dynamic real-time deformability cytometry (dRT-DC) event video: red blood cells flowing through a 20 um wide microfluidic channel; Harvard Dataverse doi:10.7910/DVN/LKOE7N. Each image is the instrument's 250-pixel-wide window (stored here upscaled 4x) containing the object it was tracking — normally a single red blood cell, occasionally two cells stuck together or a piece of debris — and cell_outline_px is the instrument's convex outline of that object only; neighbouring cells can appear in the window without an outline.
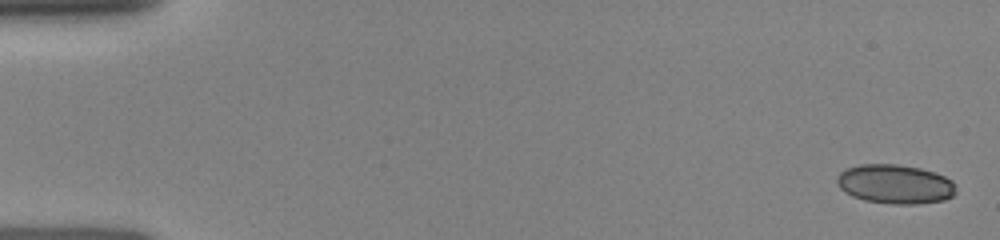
{"species": "human", "species_latin": "Homo sapiens", "temperature_condition": "room temperature", "stored_images_in_passage": 12, "camera_frame_rate_fps": 3000, "um_per_image_px": 0.085, "donor": {"sex": "female"}, "frame": {"image": 1, "passage_image": 1, "time_ms": 0.0, "image_size_px": [1000, 240], "cell_outline_px": [[956, 192], [952, 196], [944, 200], [916, 204], [892, 204], [864, 200], [852, 196], [844, 192], [836, 184], [836, 176], [844, 168], [860, 164], [896, 164], [920, 168], [944, 176], [952, 180]], "centroid_in_image_um": [76.03, 15.65], "position_along_channel_um": 9.0, "area_um2": 27.34}}
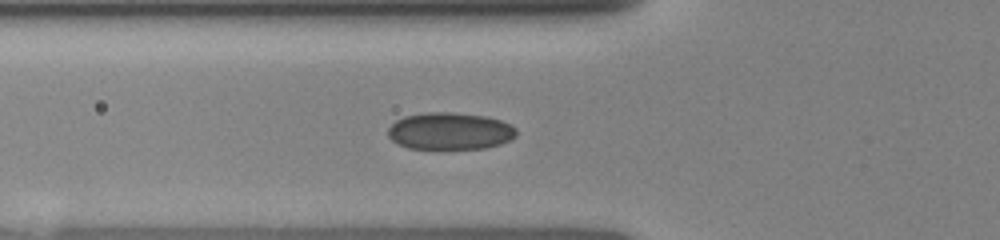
{"frame": {"image": 2, "passage_image": 9, "time_ms": 5.333, "image_size_px": [1000, 240], "cell_outline_px": [[516, 136], [500, 144], [484, 148], [408, 148], [392, 140], [388, 136], [388, 128], [396, 120], [404, 116], [428, 112], [452, 112], [488, 116], [500, 120], [516, 128]], "centroid_in_image_um": [38.24, 11.13], "position_along_channel_um": 87.6, "area_um2": 27.57}}
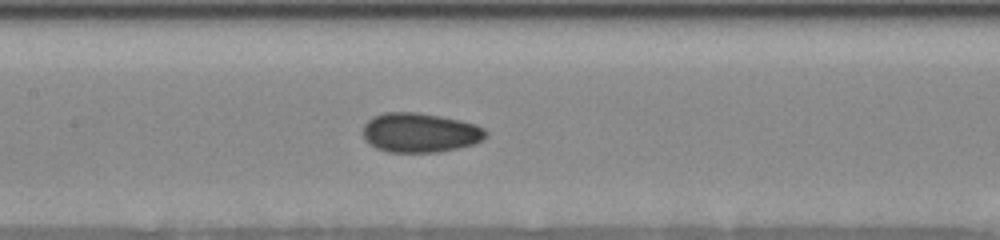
{"frame": {"image": 3, "passage_image": 12, "time_ms": 7.333, "image_size_px": [1000, 240], "cell_outline_px": [[488, 136], [484, 140], [472, 144], [440, 152], [388, 152], [376, 148], [368, 144], [364, 140], [364, 124], [372, 116], [384, 112], [416, 112], [440, 116], [460, 120], [476, 124], [484, 128], [488, 132]], "centroid_in_image_um": [35.7, 11.27], "position_along_channel_um": 171.7, "area_um2": 28.5}}